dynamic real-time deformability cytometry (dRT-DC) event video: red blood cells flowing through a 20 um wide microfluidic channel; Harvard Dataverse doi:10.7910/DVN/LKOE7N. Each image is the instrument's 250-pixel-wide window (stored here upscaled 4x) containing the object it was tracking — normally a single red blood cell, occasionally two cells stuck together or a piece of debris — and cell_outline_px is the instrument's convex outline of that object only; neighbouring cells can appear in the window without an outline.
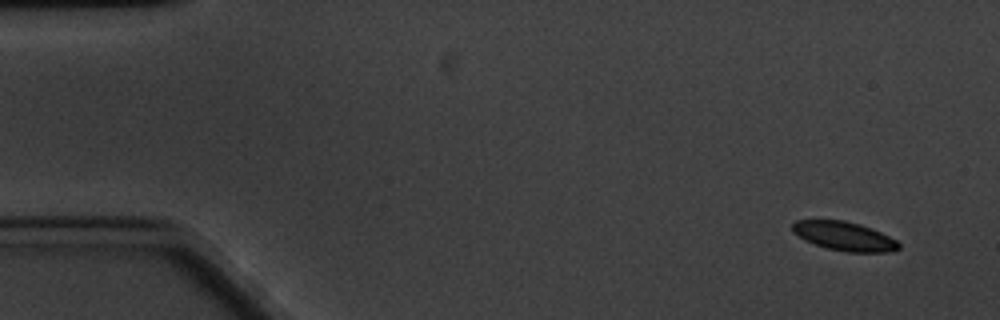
{"species": "common noctule bat (a hibernating species)", "species_latin": "Nyctalus noctula", "temperature_condition": "cold", "stored_images_in_passage": 59, "camera_frame_rate_fps": 3000, "um_per_image_px": 0.085, "animal": {"sex": "male", "body_mass_g": 20.1, "forearm_length_mm": 53.5}, "frame": {"image": 1, "passage_image": 1, "time_ms": 0.0, "image_size_px": [1000, 320], "cell_outline_px": [[900, 248], [892, 252], [848, 252], [828, 248], [804, 240], [792, 232], [792, 224], [796, 220], [844, 220], [860, 224], [872, 228], [896, 240], [900, 244]], "centroid_in_image_um": [71.77, 20.07], "position_along_channel_um": 13.2, "area_um2": 17.92}}
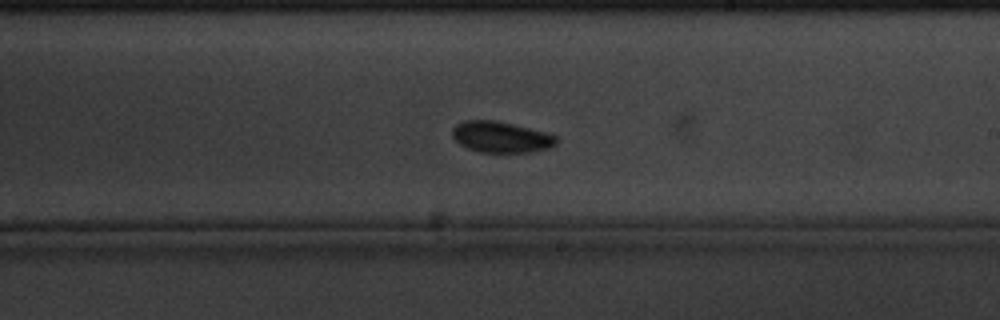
{"frame": {"image": 2, "passage_image": 33, "time_ms": 10.667, "image_size_px": [1000, 320], "cell_outline_px": [[560, 140], [556, 144], [548, 148], [532, 152], [480, 152], [468, 148], [460, 144], [452, 136], [452, 128], [456, 124], [464, 120], [492, 120], [512, 124], [548, 132], [556, 136]], "centroid_in_image_um": [42.61, 11.64], "position_along_channel_um": 246.4, "area_um2": 18.9}}
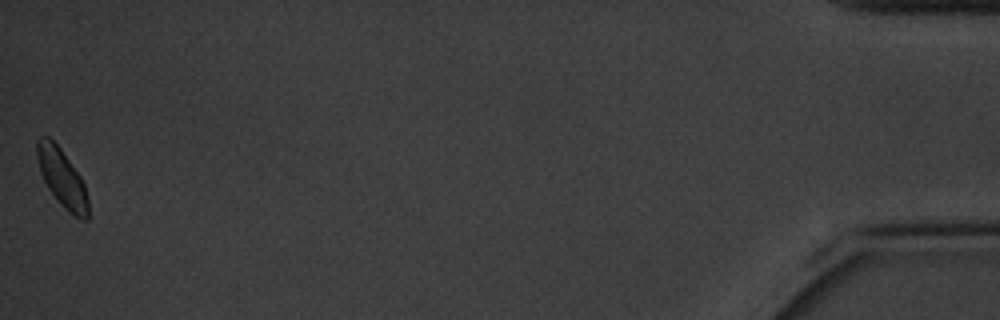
{"frame": {"image": 3, "passage_image": 59, "time_ms": 19.333, "image_size_px": [1000, 320], "cell_outline_px": [[88, 220], [84, 220], [68, 212], [56, 200], [48, 188], [40, 172], [36, 156], [36, 140], [40, 136], [48, 136], [60, 148], [80, 176], [84, 184], [88, 200]], "centroid_in_image_um": [5.25, 15.12], "position_along_channel_um": 430.0, "area_um2": 17.22}, "authors_computed_cell_mechanics": {"area_um2": 18.496, "velocity_mm_per_s": 3.221, "shape_relaxation_time_tau1_ms": 1.804, "shape_relaxation_time_tau2_ms": null, "deformation_change_tau1": 0.0483, "deformation_change_tau2": null}}